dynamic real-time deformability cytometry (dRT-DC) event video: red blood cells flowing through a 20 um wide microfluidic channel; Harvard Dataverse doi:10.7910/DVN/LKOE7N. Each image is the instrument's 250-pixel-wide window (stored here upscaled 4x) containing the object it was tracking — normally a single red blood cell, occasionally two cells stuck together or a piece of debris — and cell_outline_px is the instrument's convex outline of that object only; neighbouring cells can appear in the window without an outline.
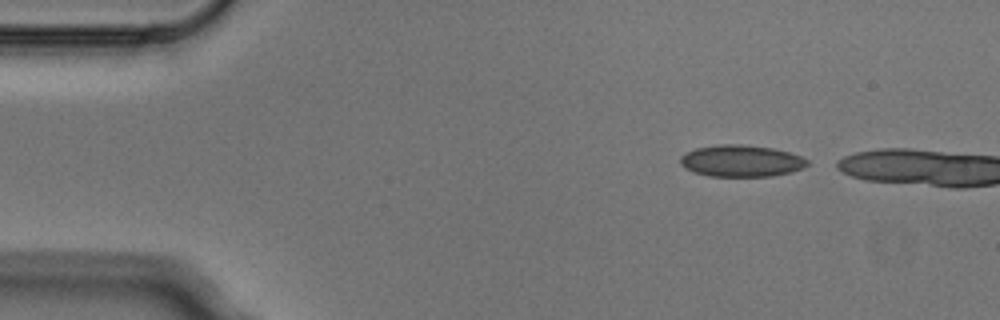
{"species": "Egyptian fruit bat (a non-hibernating species)", "species_latin": "Rousettus aegyptiacus", "temperature_condition": "cold", "stored_images_in_passage": 2, "camera_frame_rate_fps": 3000, "um_per_image_px": 0.085, "animal": {"sex": "male"}, "frame": {"image": 1, "passage_image": 1, "time_ms": 0.0, "image_size_px": [1000, 320], "cell_outline_px": [[808, 164], [804, 168], [792, 172], [772, 176], [708, 176], [692, 172], [684, 168], [680, 164], [680, 156], [684, 152], [696, 148], [720, 144], [740, 144], [772, 148], [788, 152], [800, 156], [808, 160]], "centroid_in_image_um": [62.97, 13.68], "position_along_channel_um": 22.0, "area_um2": 23.64}}